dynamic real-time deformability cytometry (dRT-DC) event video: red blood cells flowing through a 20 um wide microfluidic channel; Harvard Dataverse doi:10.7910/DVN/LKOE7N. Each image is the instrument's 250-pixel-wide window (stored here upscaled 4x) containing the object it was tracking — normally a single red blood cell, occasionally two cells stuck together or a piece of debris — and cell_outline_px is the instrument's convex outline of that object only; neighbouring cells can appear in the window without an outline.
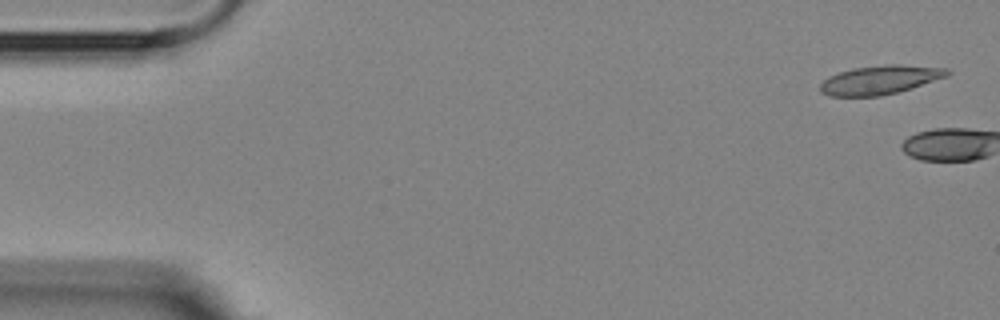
{"species": "Egyptian fruit bat (a non-hibernating species)", "species_latin": "Rousettus aegyptiacus", "temperature_condition": "room temperature", "stored_images_in_passage": 3, "camera_frame_rate_fps": 3000, "um_per_image_px": 0.085, "animal": {"sex": "female"}, "frame": {"image": 1, "passage_image": 1, "time_ms": 0.0, "image_size_px": [1000, 320], "cell_outline_px": [[952, 72], [948, 76], [912, 88], [880, 96], [828, 96], [820, 92], [820, 84], [828, 76], [852, 68], [888, 64], [900, 64], [948, 68]], "centroid_in_image_um": [74.82, 6.78], "position_along_channel_um": 10.2, "area_um2": 21.5}}